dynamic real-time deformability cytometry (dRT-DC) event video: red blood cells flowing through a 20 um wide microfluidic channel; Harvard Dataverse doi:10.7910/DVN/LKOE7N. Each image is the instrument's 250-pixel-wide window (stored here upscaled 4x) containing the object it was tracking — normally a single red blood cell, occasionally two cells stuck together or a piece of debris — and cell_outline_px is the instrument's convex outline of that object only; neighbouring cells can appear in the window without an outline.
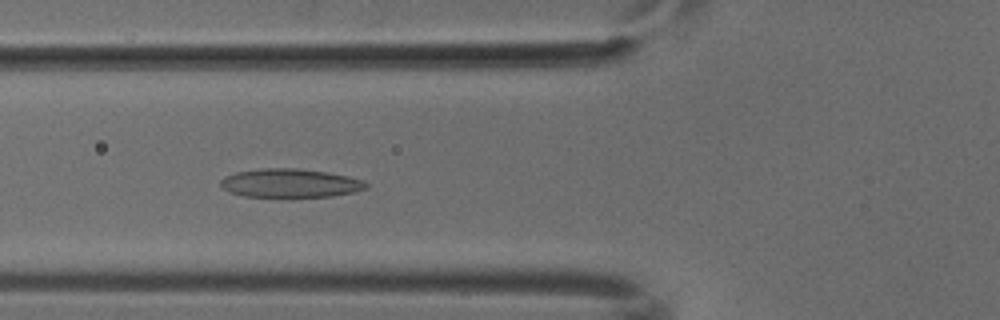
{"species": "common noctule bat (a hibernating species)", "species_latin": "Nyctalus noctula", "temperature_condition": "cold", "stored_images_in_passage": 53, "camera_frame_rate_fps": 3000, "um_per_image_px": 0.085, "animal": {"sex": "male", "body_mass_g": 18.8}, "frame": {"image": 1, "passage_image": 20, "time_ms": 6.333, "image_size_px": [1000, 320], "cell_outline_px": [[368, 188], [352, 192], [332, 196], [244, 196], [228, 192], [220, 184], [220, 180], [224, 176], [236, 172], [260, 168], [300, 168], [328, 172], [348, 176], [364, 180], [368, 184]], "centroid_in_image_um": [24.66, 15.55], "position_along_channel_um": 101.1, "area_um2": 24.28}}
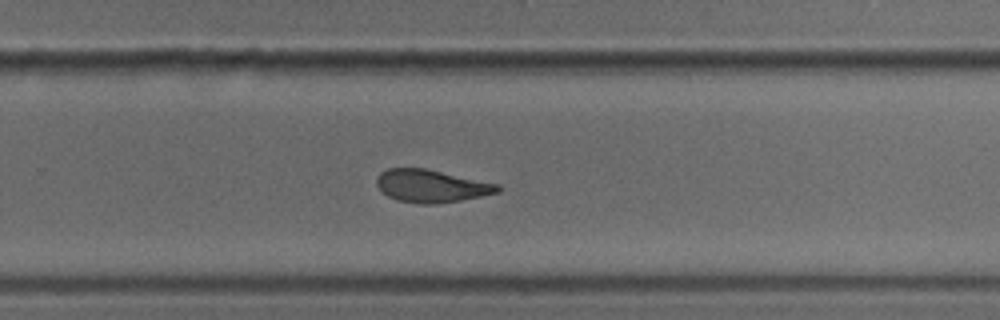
{"frame": {"image": 2, "passage_image": 35, "time_ms": 11.333, "image_size_px": [1000, 320], "cell_outline_px": [[500, 192], [460, 200], [436, 204], [420, 204], [396, 200], [388, 196], [376, 184], [376, 180], [380, 172], [388, 168], [424, 168], [500, 184]], "centroid_in_image_um": [36.66, 15.81], "position_along_channel_um": 293.1, "area_um2": 22.95}}
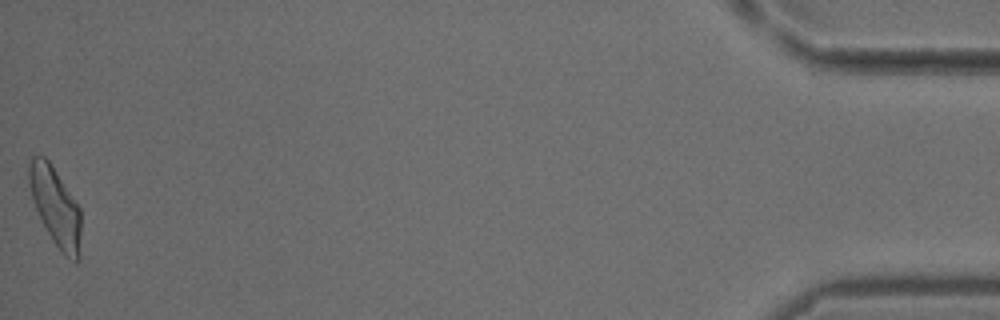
{"frame": {"image": 3, "passage_image": 53, "time_ms": 17.333, "image_size_px": [1000, 320], "cell_outline_px": [[80, 256], [76, 264], [68, 260], [64, 256], [52, 240], [32, 200], [28, 184], [28, 164], [32, 156], [44, 156], [48, 160], [80, 208]], "centroid_in_image_um": [4.71, 17.6], "position_along_channel_um": 430.5, "area_um2": 23.7}}